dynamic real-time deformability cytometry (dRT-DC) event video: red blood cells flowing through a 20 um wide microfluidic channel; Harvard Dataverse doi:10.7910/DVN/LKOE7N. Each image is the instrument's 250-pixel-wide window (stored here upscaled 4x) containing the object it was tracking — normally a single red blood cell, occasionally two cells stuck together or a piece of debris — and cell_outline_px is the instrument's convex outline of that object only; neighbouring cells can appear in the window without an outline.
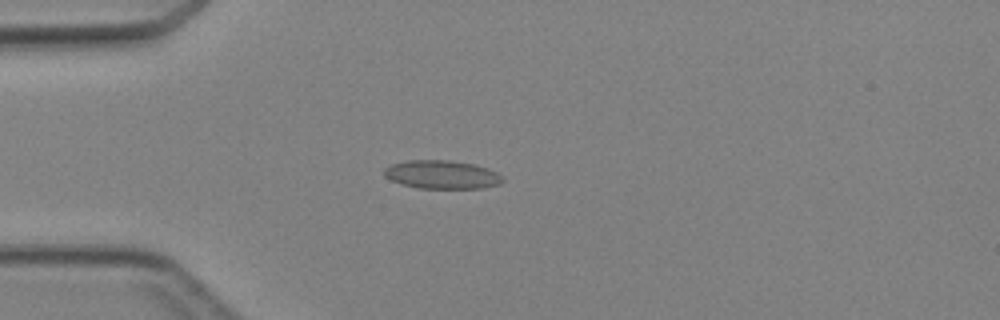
{"species": "Egyptian fruit bat (a non-hibernating species)", "species_latin": "Rousettus aegyptiacus", "temperature_condition": "cold", "stored_images_in_passage": 4, "camera_frame_rate_fps": 3000, "um_per_image_px": 0.085, "animal": {"sex": "female"}, "frame": {"image": 1, "passage_image": 3, "time_ms": 2.333, "image_size_px": [1000, 320], "cell_outline_px": [[504, 180], [500, 184], [480, 188], [420, 188], [404, 184], [392, 180], [384, 176], [384, 168], [392, 164], [408, 160], [452, 160], [476, 164], [488, 168], [496, 172]], "centroid_in_image_um": [37.58, 14.82], "position_along_channel_um": 47.4, "area_um2": 19.54}}